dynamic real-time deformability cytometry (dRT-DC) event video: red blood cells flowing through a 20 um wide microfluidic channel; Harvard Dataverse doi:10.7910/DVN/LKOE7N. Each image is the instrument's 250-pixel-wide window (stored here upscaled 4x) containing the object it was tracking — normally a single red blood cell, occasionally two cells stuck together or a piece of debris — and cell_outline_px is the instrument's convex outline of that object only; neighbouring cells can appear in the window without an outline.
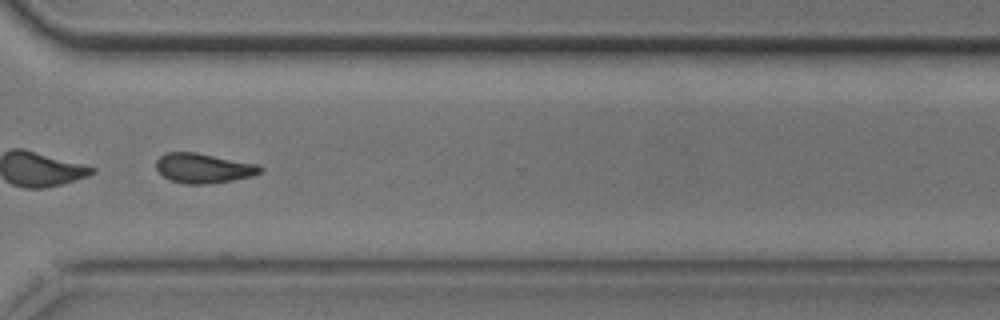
{"species": "common noctule bat (a hibernating species)", "species_latin": "Nyctalus noctula", "temperature_condition": "cold", "stored_images_in_passage": 32, "camera_frame_rate_fps": 3000, "um_per_image_px": 0.085, "animal": {"sex": "male", "body_mass_g": 20.5, "forearm_length_mm": 52.5}, "frame": {"image": 1, "passage_image": 29, "time_ms": 9.333, "image_size_px": [1000, 320], "cell_outline_px": [[264, 168], [260, 172], [252, 176], [232, 180], [204, 184], [188, 184], [172, 180], [164, 176], [156, 168], [156, 160], [164, 152], [196, 152], [260, 164]], "centroid_in_image_um": [17.32, 14.27], "position_along_channel_um": 353.3, "area_um2": 18.03}, "authors_computed_cell_mechanics": {"area_um2": 18.496, "velocity_mm_per_s": 3.735, "shape_relaxation_time_tau1_ms": 6.3618, "shape_relaxation_time_tau2_ms": 8.3716, "deformation_change_tau1": 0.1524, "deformation_change_tau2": 0.1499}}